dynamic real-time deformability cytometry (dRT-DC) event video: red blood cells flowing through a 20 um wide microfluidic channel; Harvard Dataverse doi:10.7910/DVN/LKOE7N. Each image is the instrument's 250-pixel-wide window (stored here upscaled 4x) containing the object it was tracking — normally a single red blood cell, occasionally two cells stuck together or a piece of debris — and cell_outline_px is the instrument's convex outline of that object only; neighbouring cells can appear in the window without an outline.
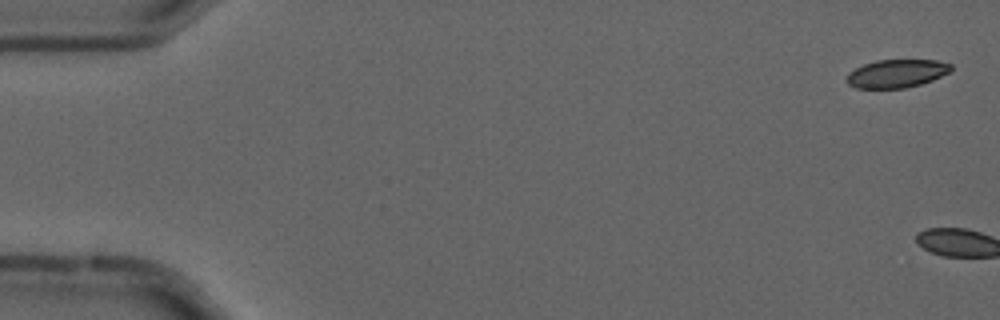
{"species": "common noctule bat (a hibernating species)", "species_latin": "Nyctalus noctula", "temperature_condition": "cold", "stored_images_in_passage": 3, "camera_frame_rate_fps": 3000, "um_per_image_px": 0.085, "animal": {"sex": "male", "forearm_length_mm": 52.5}, "frame": {"image": 1, "passage_image": 2, "time_ms": 0.333, "image_size_px": [1000, 320], "cell_outline_px": [[952, 68], [948, 72], [932, 80], [920, 84], [904, 88], [856, 88], [848, 84], [848, 72], [864, 64], [876, 60], [936, 60], [952, 64]], "centroid_in_image_um": [76.21, 6.24], "position_along_channel_um": 8.8, "area_um2": 16.94}}